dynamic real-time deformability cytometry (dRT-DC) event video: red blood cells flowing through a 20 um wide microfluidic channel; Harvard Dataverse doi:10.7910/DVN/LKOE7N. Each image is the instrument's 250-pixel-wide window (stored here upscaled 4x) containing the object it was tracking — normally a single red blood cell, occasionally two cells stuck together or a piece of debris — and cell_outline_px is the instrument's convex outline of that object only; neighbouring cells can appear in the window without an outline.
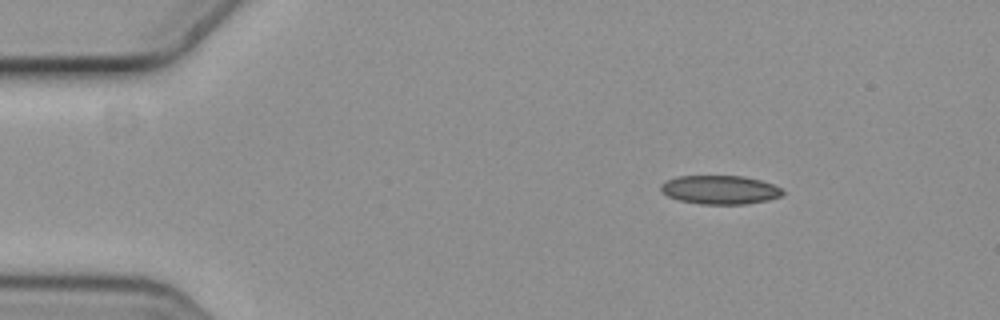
{"species": "common noctule bat (a hibernating species)", "species_latin": "Nyctalus noctula", "temperature_condition": "cold", "stored_images_in_passage": 6, "camera_frame_rate_fps": 3000, "um_per_image_px": 0.085, "animal": {"sex": "female", "body_mass_g": 19.3, "forearm_length_mm": 54.1}, "frame": {"image": 1, "passage_image": 2, "time_ms": 0.333, "image_size_px": [1000, 320], "cell_outline_px": [[784, 192], [780, 196], [768, 200], [744, 204], [700, 204], [680, 200], [668, 196], [660, 188], [668, 180], [676, 176], [744, 176], [760, 180], [772, 184], [780, 188]], "centroid_in_image_um": [61.22, 16.13], "position_along_channel_um": 23.8, "area_um2": 20.11}}
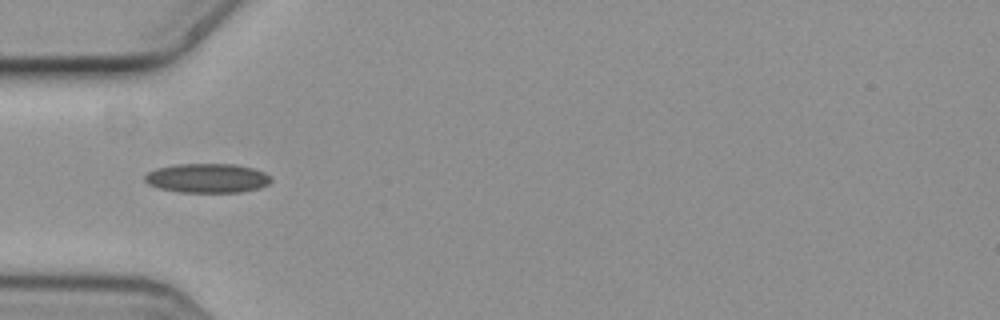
{"frame": {"image": 2, "passage_image": 5, "time_ms": 1.333, "image_size_px": [1000, 320], "cell_outline_px": [[272, 180], [268, 184], [260, 188], [240, 192], [180, 192], [160, 188], [148, 184], [144, 180], [144, 176], [148, 172], [156, 168], [176, 164], [236, 164], [252, 168], [264, 172]], "centroid_in_image_um": [17.61, 15.14], "position_along_channel_um": 67.4, "area_um2": 21.5}}
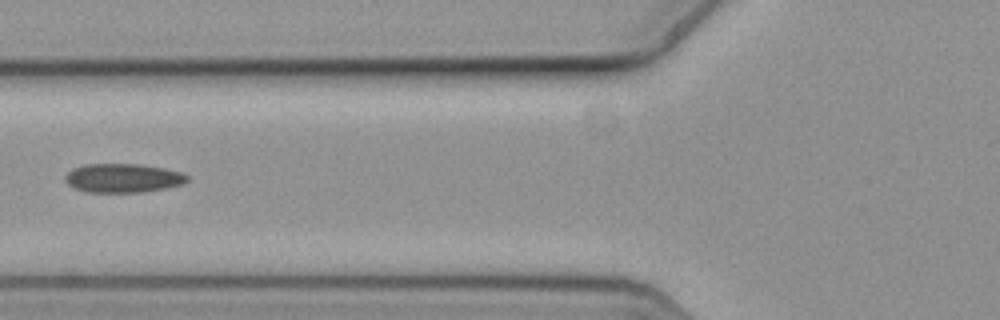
{"frame": {"image": 3, "passage_image": 6, "time_ms": 1.667, "image_size_px": [1000, 320], "cell_outline_px": [[188, 180], [184, 184], [144, 192], [88, 192], [76, 188], [68, 184], [64, 180], [64, 176], [72, 168], [84, 164], [140, 164], [164, 168], [184, 172], [188, 176]], "centroid_in_image_um": [10.47, 15.13], "position_along_channel_um": 115.3, "area_um2": 20.69}}